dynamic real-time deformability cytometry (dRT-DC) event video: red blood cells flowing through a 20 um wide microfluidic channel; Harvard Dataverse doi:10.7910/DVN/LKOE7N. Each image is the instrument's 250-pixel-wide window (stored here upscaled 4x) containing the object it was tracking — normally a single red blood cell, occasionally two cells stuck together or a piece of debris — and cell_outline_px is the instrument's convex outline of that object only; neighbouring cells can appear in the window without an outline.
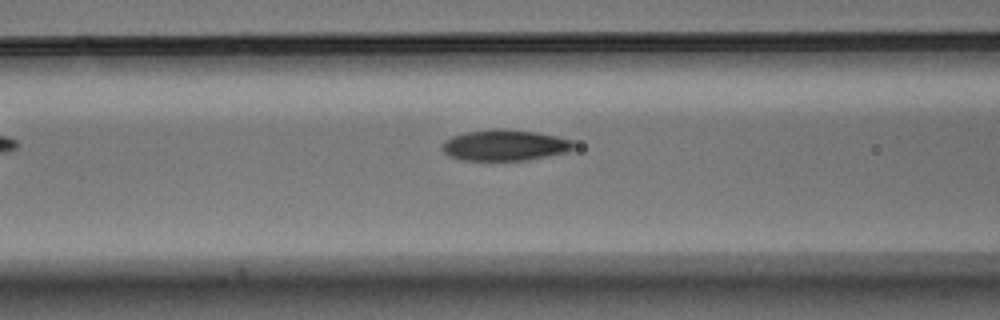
{"species": "Egyptian fruit bat (a non-hibernating species)", "species_latin": "Rousettus aegyptiacus", "temperature_condition": "warm", "stored_images_in_passage": 4, "camera_frame_rate_fps": 3000, "um_per_image_px": 0.085, "animal": {"sex": "male"}, "frame": {"image": 1, "passage_image": 4, "time_ms": 1.0, "image_size_px": [1000, 320], "cell_outline_px": [[576, 148], [568, 152], [528, 160], [460, 160], [448, 156], [440, 148], [440, 144], [444, 140], [452, 136], [468, 132], [492, 128], [504, 128], [536, 132], [556, 136], [572, 140], [576, 144]], "centroid_in_image_um": [42.9, 12.34], "position_along_channel_um": 123.7, "area_um2": 24.16}}